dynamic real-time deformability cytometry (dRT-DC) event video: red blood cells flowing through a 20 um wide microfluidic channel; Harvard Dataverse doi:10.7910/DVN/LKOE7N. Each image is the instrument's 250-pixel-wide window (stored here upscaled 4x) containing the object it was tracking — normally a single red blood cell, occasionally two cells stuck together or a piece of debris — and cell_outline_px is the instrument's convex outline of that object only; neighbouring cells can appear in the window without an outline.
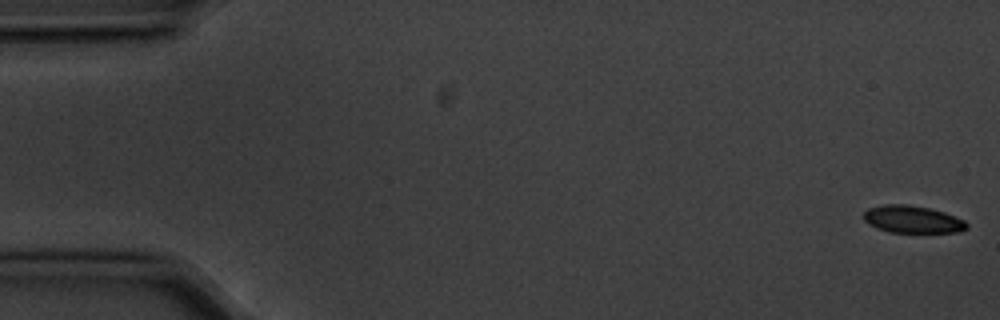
{"species": "common noctule bat (a hibernating species)", "species_latin": "Nyctalus noctula", "temperature_condition": "cold", "stored_images_in_passage": 6, "camera_frame_rate_fps": 3000, "um_per_image_px": 0.085, "animal": {"sex": "male", "body_mass_g": 20.1, "forearm_length_mm": 53.5}, "frame": {"image": 1, "passage_image": 1, "time_ms": 0.0, "image_size_px": [1000, 320], "cell_outline_px": [[968, 228], [960, 232], [888, 232], [876, 228], [868, 224], [864, 220], [864, 212], [868, 208], [884, 204], [904, 204], [928, 208], [944, 212], [964, 220], [968, 224]], "centroid_in_image_um": [77.55, 18.65], "position_along_channel_um": 7.5, "area_um2": 16.42}}